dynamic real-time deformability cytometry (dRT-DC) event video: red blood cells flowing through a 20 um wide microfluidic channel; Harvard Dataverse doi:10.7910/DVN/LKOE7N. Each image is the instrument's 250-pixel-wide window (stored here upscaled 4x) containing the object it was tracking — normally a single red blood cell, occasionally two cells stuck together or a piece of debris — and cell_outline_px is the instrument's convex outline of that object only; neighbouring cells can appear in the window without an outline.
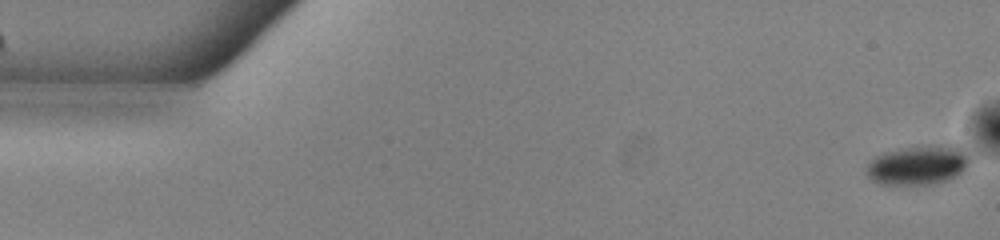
{"species": "common noctule bat (a hibernating species)", "species_latin": "Nyctalus noctula", "temperature_condition": "warm", "stored_images_in_passage": 47, "camera_frame_rate_fps": 3000, "um_per_image_px": 0.085, "animal": {"sex": "male", "body_mass_g": 13.0, "forearm_length_mm": 53.1}, "frame": {"image": 1, "passage_image": 1, "time_ms": 0.0, "image_size_px": [1000, 240], "cell_outline_px": [[968, 164], [960, 172], [944, 180], [932, 184], [880, 184], [872, 180], [868, 176], [868, 164], [876, 156], [884, 152], [908, 148], [964, 148], [968, 156]], "centroid_in_image_um": [77.96, 14.08], "position_along_channel_um": 7.0, "area_um2": 22.2}}
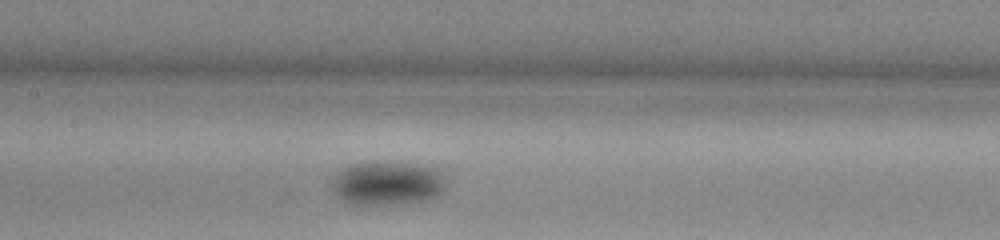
{"frame": {"image": 2, "passage_image": 25, "time_ms": 8.0, "image_size_px": [1000, 240], "cell_outline_px": [[444, 188], [436, 196], [428, 200], [400, 204], [348, 204], [336, 196], [332, 192], [332, 184], [340, 168], [348, 164], [364, 160], [416, 164], [432, 168], [440, 172], [444, 176]], "centroid_in_image_um": [32.86, 15.56], "position_along_channel_um": 174.5, "area_um2": 29.59}}
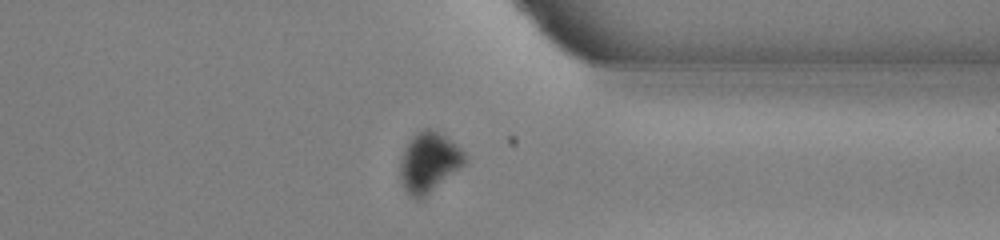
{"frame": {"image": 3, "passage_image": 41, "time_ms": 13.333, "image_size_px": [1000, 240], "cell_outline_px": [[468, 160], [460, 168], [420, 200], [416, 200], [408, 196], [400, 180], [400, 160], [404, 148], [412, 136], [424, 128], [428, 128], [444, 136], [456, 144], [468, 156]], "centroid_in_image_um": [36.44, 13.81], "position_along_channel_um": 375.0, "area_um2": 22.54}}